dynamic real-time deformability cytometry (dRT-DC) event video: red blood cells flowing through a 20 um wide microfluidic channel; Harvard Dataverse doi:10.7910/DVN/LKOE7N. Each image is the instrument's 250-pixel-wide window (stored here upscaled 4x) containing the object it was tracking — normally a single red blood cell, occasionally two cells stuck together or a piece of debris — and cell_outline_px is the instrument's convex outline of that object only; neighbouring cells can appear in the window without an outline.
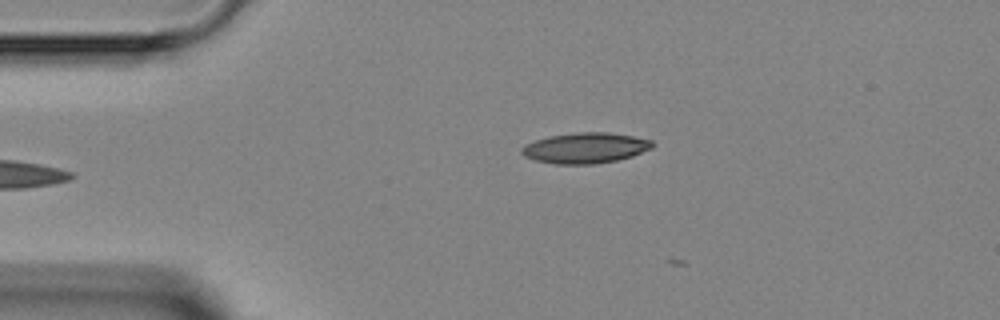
{"species": "Egyptian fruit bat (a non-hibernating species)", "species_latin": "Rousettus aegyptiacus", "temperature_condition": "room temperature", "stored_images_in_passage": 2, "camera_frame_rate_fps": 3000, "um_per_image_px": 0.085, "animal": {"sex": "female"}, "frame": {"image": 1, "passage_image": 2, "time_ms": 1.0, "image_size_px": [1000, 320], "cell_outline_px": [[656, 144], [652, 148], [632, 156], [616, 160], [592, 164], [556, 164], [536, 160], [524, 156], [520, 152], [520, 148], [524, 144], [548, 136], [576, 132], [608, 132], [632, 136], [652, 140]], "centroid_in_image_um": [49.74, 12.57], "position_along_channel_um": 35.3, "area_um2": 23.35}}